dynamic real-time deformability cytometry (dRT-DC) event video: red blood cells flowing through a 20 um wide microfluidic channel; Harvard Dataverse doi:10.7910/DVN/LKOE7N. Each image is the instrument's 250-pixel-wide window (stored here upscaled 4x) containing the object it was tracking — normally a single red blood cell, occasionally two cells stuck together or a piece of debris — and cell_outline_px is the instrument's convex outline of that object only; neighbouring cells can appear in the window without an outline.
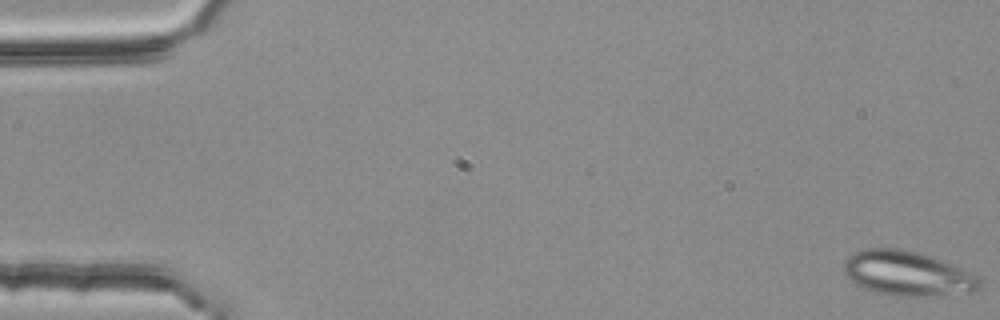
{"species": "common noctule bat (a hibernating species)", "species_latin": "Nyctalus noctula", "temperature_condition": "room temperature", "stored_images_in_passage": 5, "camera_frame_rate_fps": 3000, "um_per_image_px": 0.085, "animal": {"sex": "female", "body_mass_g": 25.1}, "frame": {"image": 1, "passage_image": 1, "time_ms": 0.0, "image_size_px": [1000, 320], "cell_outline_px": [[980, 288], [972, 292], [924, 296], [896, 296], [872, 292], [856, 284], [844, 272], [844, 260], [848, 256], [864, 248], [900, 248], [932, 256], [980, 276]], "centroid_in_image_um": [77.13, 23.24], "position_along_channel_um": 7.9, "area_um2": 35.37}}
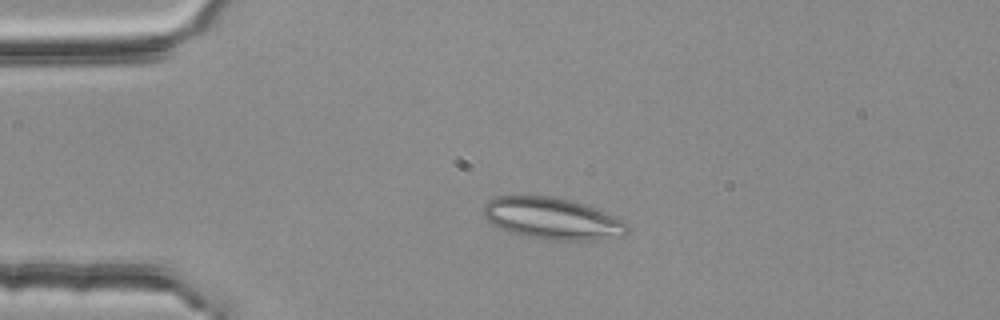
{"frame": {"image": 2, "passage_image": 4, "time_ms": 1.0, "image_size_px": [1000, 320], "cell_outline_px": [[628, 232], [620, 236], [588, 240], [548, 240], [524, 236], [508, 232], [492, 224], [484, 216], [484, 204], [488, 200], [496, 196], [556, 196], [572, 200], [596, 208], [628, 224]], "centroid_in_image_um": [46.9, 18.57], "position_along_channel_um": 38.1, "area_um2": 34.85}}